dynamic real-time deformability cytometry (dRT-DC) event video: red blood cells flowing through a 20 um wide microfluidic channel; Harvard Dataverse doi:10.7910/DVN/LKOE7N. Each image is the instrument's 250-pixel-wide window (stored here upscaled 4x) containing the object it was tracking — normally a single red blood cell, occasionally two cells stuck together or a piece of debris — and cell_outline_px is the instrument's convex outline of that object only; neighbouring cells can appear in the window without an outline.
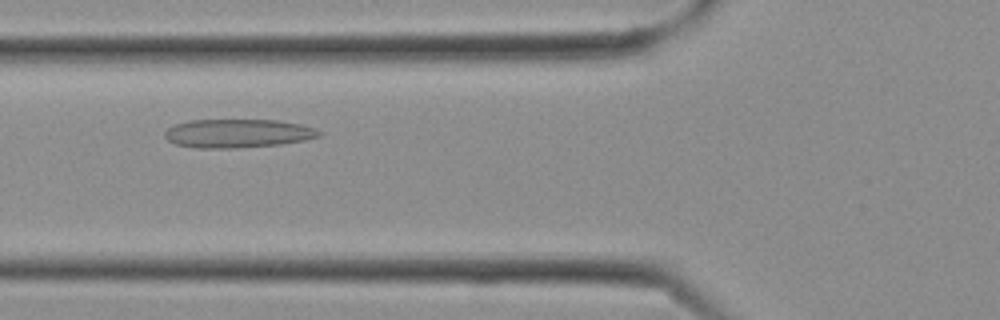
{"species": "Egyptian fruit bat (a non-hibernating species)", "species_latin": "Rousettus aegyptiacus", "temperature_condition": "cold", "stored_images_in_passage": 20, "camera_frame_rate_fps": 3000, "um_per_image_px": 0.085, "frame": {"image": 1, "passage_image": 3, "time_ms": 0.667, "image_size_px": [1000, 320], "cell_outline_px": [[324, 132], [320, 136], [304, 140], [280, 144], [236, 148], [196, 148], [176, 144], [168, 140], [164, 136], [164, 132], [172, 124], [188, 120], [276, 120], [300, 124], [316, 128]], "centroid_in_image_um": [20.2, 11.33], "position_along_channel_um": 105.6, "area_um2": 25.89}}
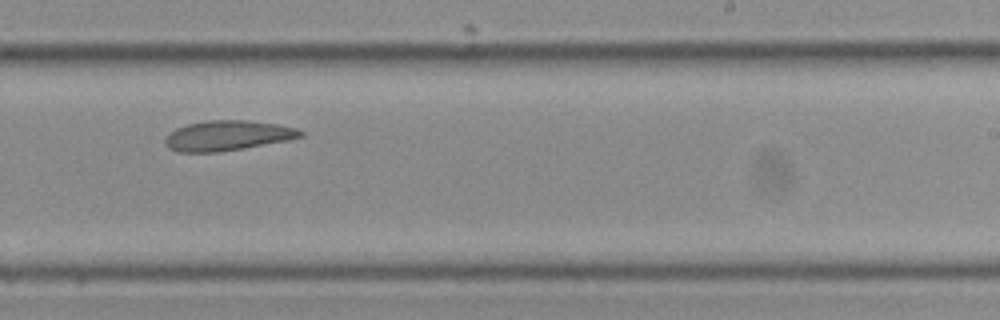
{"frame": {"image": 2, "passage_image": 10, "time_ms": 3.0, "image_size_px": [1000, 320], "cell_outline_px": [[304, 136], [288, 140], [244, 148], [220, 152], [176, 152], [168, 148], [164, 144], [164, 140], [176, 128], [188, 124], [208, 120], [244, 120], [276, 124], [296, 128], [304, 132]], "centroid_in_image_um": [19.33, 11.53], "position_along_channel_um": 269.7, "area_um2": 23.64}}
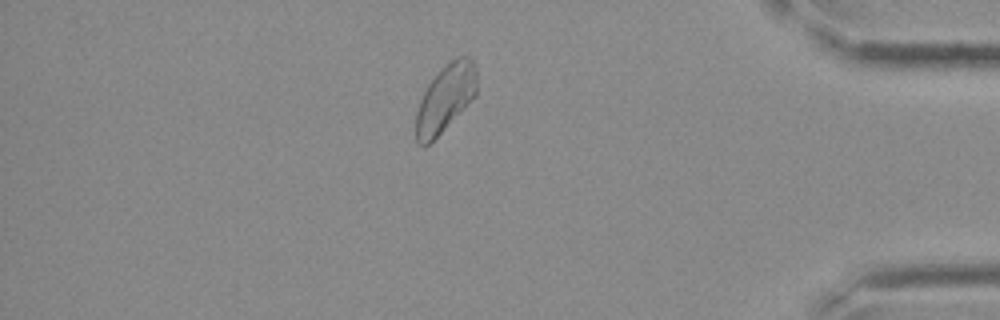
{"frame": {"image": 3, "passage_image": 17, "time_ms": 5.333, "image_size_px": [1000, 320], "cell_outline_px": [[476, 96], [424, 148], [416, 140], [416, 112], [420, 100], [428, 84], [456, 56], [472, 56], [476, 64]], "centroid_in_image_um": [37.88, 8.33], "position_along_channel_um": 397.3, "area_um2": 23.41}}